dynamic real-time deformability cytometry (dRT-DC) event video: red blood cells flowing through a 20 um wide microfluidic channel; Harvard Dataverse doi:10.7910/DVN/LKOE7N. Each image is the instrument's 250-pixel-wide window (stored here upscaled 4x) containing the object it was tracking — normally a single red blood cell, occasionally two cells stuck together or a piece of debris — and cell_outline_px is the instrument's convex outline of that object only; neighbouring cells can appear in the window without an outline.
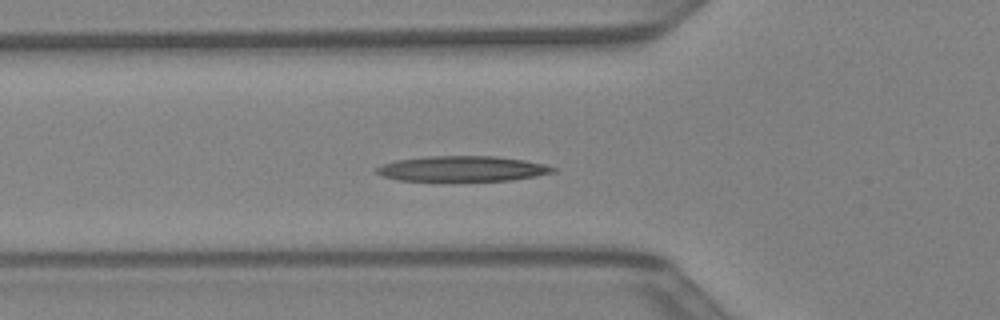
{"species": "Egyptian fruit bat (a non-hibernating species)", "species_latin": "Rousettus aegyptiacus", "temperature_condition": "warm", "stored_images_in_passage": 35, "segment_of_instrument_passage": [1, 2], "camera_frame_rate_fps": 3000, "um_per_image_px": 0.085, "animal": {"sex": "female"}, "frame": {"image": 1, "passage_image": 6, "time_ms": 1.667, "image_size_px": [1000, 320], "cell_outline_px": [[556, 172], [536, 176], [512, 180], [396, 180], [384, 176], [376, 172], [376, 168], [384, 164], [396, 160], [428, 156], [492, 156], [524, 160], [544, 164], [556, 168]], "centroid_in_image_um": [39.33, 14.33], "position_along_channel_um": 86.5, "area_um2": 25.72}}
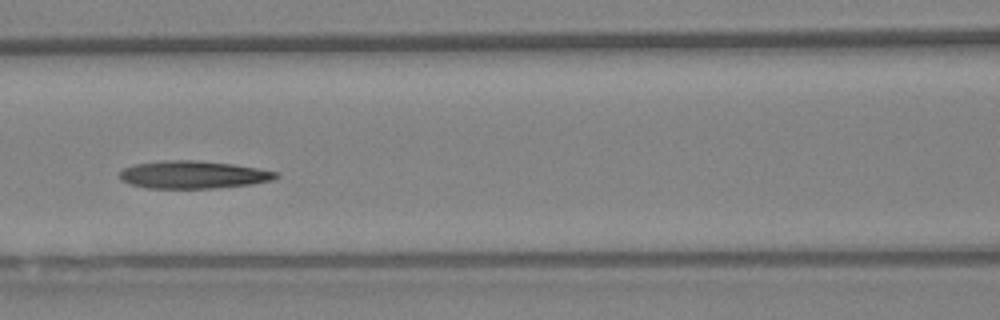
{"frame": {"image": 2, "passage_image": 10, "time_ms": 3.0, "image_size_px": [1000, 320], "cell_outline_px": [[280, 176], [272, 180], [252, 184], [216, 188], [148, 188], [132, 184], [120, 180], [120, 172], [124, 168], [136, 164], [164, 160], [196, 160], [232, 164], [280, 172]], "centroid_in_image_um": [16.45, 14.85], "position_along_channel_um": 150.1, "area_um2": 25.14}}
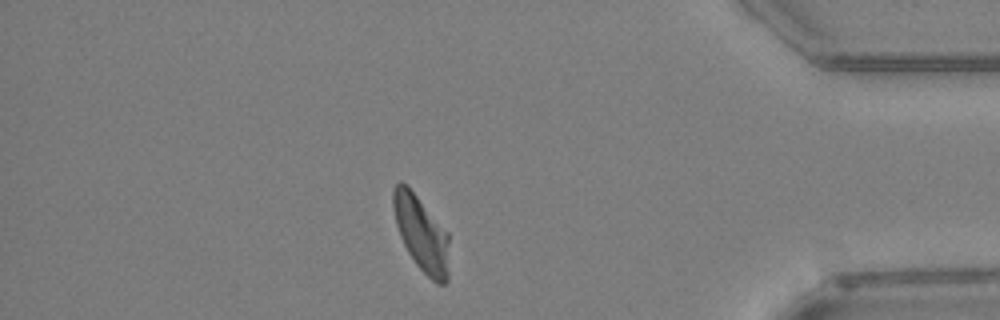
{"frame": {"image": 3, "passage_image": 28, "time_ms": 9.0, "image_size_px": [1000, 320], "cell_outline_px": [[448, 280], [444, 284], [436, 284], [416, 264], [408, 252], [400, 236], [396, 224], [392, 204], [392, 192], [396, 184], [400, 180], [408, 184], [448, 232]], "centroid_in_image_um": [35.8, 19.81], "position_along_channel_um": 399.4, "area_um2": 24.68}}